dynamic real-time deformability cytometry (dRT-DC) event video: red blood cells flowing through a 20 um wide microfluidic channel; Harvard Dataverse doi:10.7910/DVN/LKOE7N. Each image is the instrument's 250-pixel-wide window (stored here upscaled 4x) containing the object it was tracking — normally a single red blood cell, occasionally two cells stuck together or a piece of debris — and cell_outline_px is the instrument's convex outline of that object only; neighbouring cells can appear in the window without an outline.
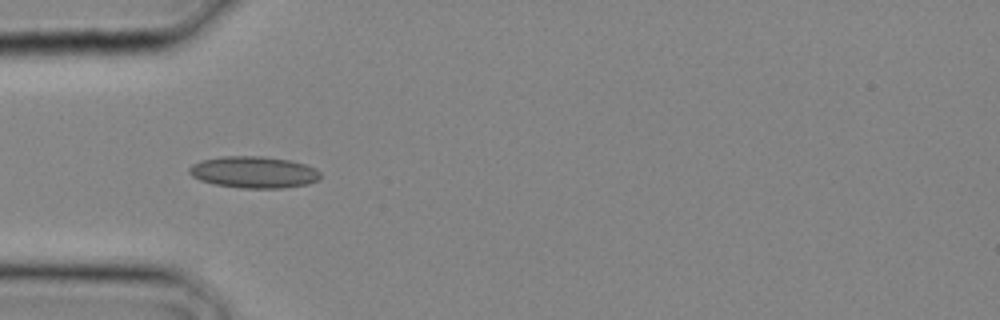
{"species": "common noctule bat (a hibernating species)", "species_latin": "Nyctalus noctula", "temperature_condition": "cold", "stored_images_in_passage": 20, "camera_frame_rate_fps": 3000, "um_per_image_px": 0.085, "animal": {"sex": "male", "body_mass_g": 20.4}, "frame": {"image": 1, "passage_image": 1, "time_ms": 0.0, "image_size_px": [1000, 320], "cell_outline_px": [[320, 180], [308, 184], [280, 188], [240, 188], [216, 184], [200, 180], [192, 176], [188, 172], [188, 168], [192, 164], [200, 160], [220, 156], [264, 156], [292, 160], [308, 164], [316, 168], [320, 172]], "centroid_in_image_um": [21.6, 14.62], "position_along_channel_um": 63.4, "area_um2": 24.57}}
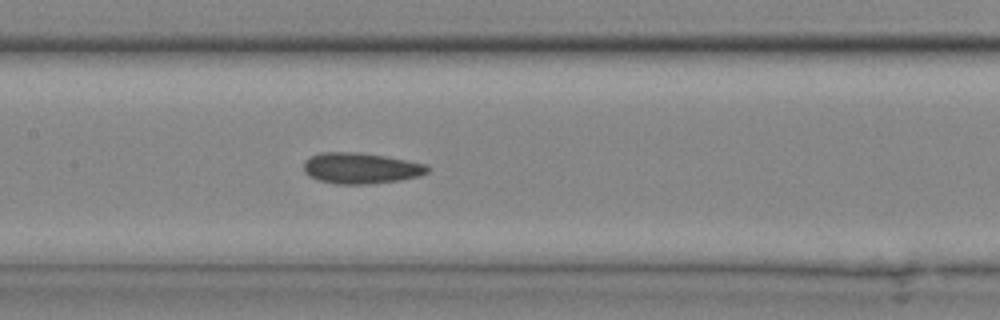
{"frame": {"image": 2, "passage_image": 6, "time_ms": 1.667, "image_size_px": [1000, 320], "cell_outline_px": [[432, 168], [428, 172], [420, 176], [400, 180], [368, 184], [336, 184], [320, 180], [308, 176], [304, 172], [304, 160], [320, 152], [360, 152], [388, 156], [428, 164]], "centroid_in_image_um": [30.71, 14.29], "position_along_channel_um": 176.7, "area_um2": 22.66}}
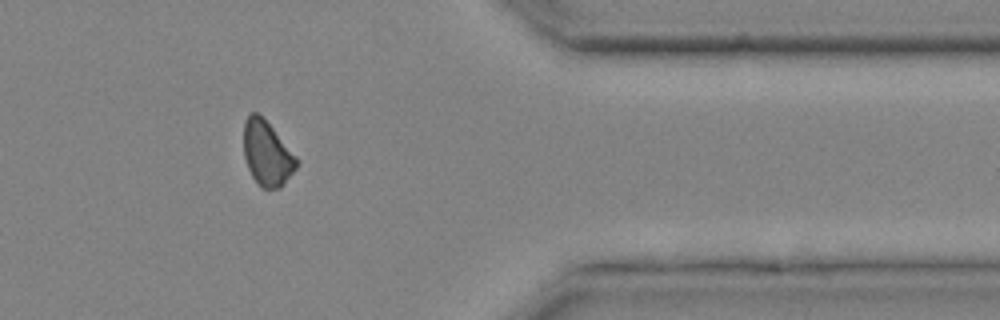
{"frame": {"image": 3, "passage_image": 16, "time_ms": 5.0, "image_size_px": [1000, 320], "cell_outline_px": [[300, 160], [296, 168], [284, 184], [280, 188], [260, 188], [252, 176], [248, 168], [244, 156], [244, 120], [252, 112], [256, 112], [272, 128]], "centroid_in_image_um": [22.7, 13.07], "position_along_channel_um": 388.7, "area_um2": 19.77}}